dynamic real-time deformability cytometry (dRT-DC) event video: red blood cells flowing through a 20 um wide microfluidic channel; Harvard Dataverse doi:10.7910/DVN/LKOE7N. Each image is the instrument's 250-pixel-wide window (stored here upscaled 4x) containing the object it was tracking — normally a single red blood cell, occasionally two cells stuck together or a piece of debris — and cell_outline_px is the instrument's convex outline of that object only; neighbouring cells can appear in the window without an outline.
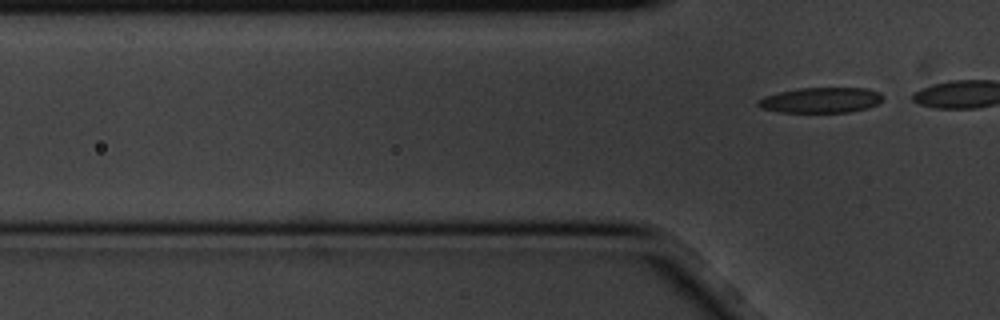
{"species": "common noctule bat (a hibernating species)", "species_latin": "Nyctalus noctula", "temperature_condition": "cold", "stored_images_in_passage": 6, "segment_of_instrument_passage": [2, 2], "camera_frame_rate_fps": 3000, "um_per_image_px": 0.085, "animal": {"sex": "male", "body_mass_g": 20.1, "forearm_length_mm": 53.5}, "frame": {"image": 1, "passage_image": 6, "time_ms": 1.667, "image_size_px": [1000, 320], "cell_outline_px": [[884, 100], [868, 108], [852, 112], [780, 112], [760, 108], [756, 104], [756, 100], [764, 96], [780, 92], [800, 88], [864, 88], [880, 92], [884, 96]], "centroid_in_image_um": [69.78, 8.51], "position_along_channel_um": 56.0, "area_um2": 18.61}}